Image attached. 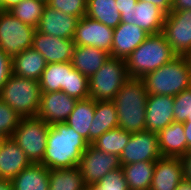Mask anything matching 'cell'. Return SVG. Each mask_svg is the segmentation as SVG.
I'll use <instances>...</instances> for the list:
<instances>
[{"mask_svg":"<svg viewBox=\"0 0 191 190\" xmlns=\"http://www.w3.org/2000/svg\"><path fill=\"white\" fill-rule=\"evenodd\" d=\"M88 145L89 143L65 122L50 125L41 164L49 169L78 166Z\"/></svg>","mask_w":191,"mask_h":190,"instance_id":"cell-1","label":"cell"},{"mask_svg":"<svg viewBox=\"0 0 191 190\" xmlns=\"http://www.w3.org/2000/svg\"><path fill=\"white\" fill-rule=\"evenodd\" d=\"M148 93L141 78L129 77L112 100L116 106L118 127L129 133L145 131Z\"/></svg>","mask_w":191,"mask_h":190,"instance_id":"cell-2","label":"cell"},{"mask_svg":"<svg viewBox=\"0 0 191 190\" xmlns=\"http://www.w3.org/2000/svg\"><path fill=\"white\" fill-rule=\"evenodd\" d=\"M177 55L172 50L164 34H150L126 59L129 77L142 78L164 64L171 62Z\"/></svg>","mask_w":191,"mask_h":190,"instance_id":"cell-3","label":"cell"},{"mask_svg":"<svg viewBox=\"0 0 191 190\" xmlns=\"http://www.w3.org/2000/svg\"><path fill=\"white\" fill-rule=\"evenodd\" d=\"M141 79L148 95L176 96L191 87V73L184 56L175 57Z\"/></svg>","mask_w":191,"mask_h":190,"instance_id":"cell-4","label":"cell"},{"mask_svg":"<svg viewBox=\"0 0 191 190\" xmlns=\"http://www.w3.org/2000/svg\"><path fill=\"white\" fill-rule=\"evenodd\" d=\"M41 93L39 81L12 73L0 90V99L22 118H34L39 112Z\"/></svg>","mask_w":191,"mask_h":190,"instance_id":"cell-5","label":"cell"},{"mask_svg":"<svg viewBox=\"0 0 191 190\" xmlns=\"http://www.w3.org/2000/svg\"><path fill=\"white\" fill-rule=\"evenodd\" d=\"M128 78L125 60L109 57L89 78V98L95 101L113 100Z\"/></svg>","mask_w":191,"mask_h":190,"instance_id":"cell-6","label":"cell"},{"mask_svg":"<svg viewBox=\"0 0 191 190\" xmlns=\"http://www.w3.org/2000/svg\"><path fill=\"white\" fill-rule=\"evenodd\" d=\"M49 127L50 125L37 116L34 118H22L11 136L25 152L31 163H42L47 146Z\"/></svg>","mask_w":191,"mask_h":190,"instance_id":"cell-7","label":"cell"},{"mask_svg":"<svg viewBox=\"0 0 191 190\" xmlns=\"http://www.w3.org/2000/svg\"><path fill=\"white\" fill-rule=\"evenodd\" d=\"M36 28L0 10V48L11 58L32 47Z\"/></svg>","mask_w":191,"mask_h":190,"instance_id":"cell-8","label":"cell"},{"mask_svg":"<svg viewBox=\"0 0 191 190\" xmlns=\"http://www.w3.org/2000/svg\"><path fill=\"white\" fill-rule=\"evenodd\" d=\"M162 33L177 56L186 55L191 50V10L166 14Z\"/></svg>","mask_w":191,"mask_h":190,"instance_id":"cell-9","label":"cell"},{"mask_svg":"<svg viewBox=\"0 0 191 190\" xmlns=\"http://www.w3.org/2000/svg\"><path fill=\"white\" fill-rule=\"evenodd\" d=\"M78 166L87 187L97 184L108 172L121 168L119 156L107 154L91 144L82 153Z\"/></svg>","mask_w":191,"mask_h":190,"instance_id":"cell-10","label":"cell"},{"mask_svg":"<svg viewBox=\"0 0 191 190\" xmlns=\"http://www.w3.org/2000/svg\"><path fill=\"white\" fill-rule=\"evenodd\" d=\"M158 134L150 131L131 133L130 139L119 156L120 164L135 162H155L160 159Z\"/></svg>","mask_w":191,"mask_h":190,"instance_id":"cell-11","label":"cell"},{"mask_svg":"<svg viewBox=\"0 0 191 190\" xmlns=\"http://www.w3.org/2000/svg\"><path fill=\"white\" fill-rule=\"evenodd\" d=\"M114 29L87 15L77 22L73 41L75 45L93 46L111 53Z\"/></svg>","mask_w":191,"mask_h":190,"instance_id":"cell-12","label":"cell"},{"mask_svg":"<svg viewBox=\"0 0 191 190\" xmlns=\"http://www.w3.org/2000/svg\"><path fill=\"white\" fill-rule=\"evenodd\" d=\"M77 102L63 91L41 93L37 117L48 125L66 122Z\"/></svg>","mask_w":191,"mask_h":190,"instance_id":"cell-13","label":"cell"},{"mask_svg":"<svg viewBox=\"0 0 191 190\" xmlns=\"http://www.w3.org/2000/svg\"><path fill=\"white\" fill-rule=\"evenodd\" d=\"M32 48L44 57L47 64L71 62L75 43L73 39H63L36 30Z\"/></svg>","mask_w":191,"mask_h":190,"instance_id":"cell-14","label":"cell"},{"mask_svg":"<svg viewBox=\"0 0 191 190\" xmlns=\"http://www.w3.org/2000/svg\"><path fill=\"white\" fill-rule=\"evenodd\" d=\"M166 13L152 3L138 1L135 8L121 14V22L139 26L149 34L163 31Z\"/></svg>","mask_w":191,"mask_h":190,"instance_id":"cell-15","label":"cell"},{"mask_svg":"<svg viewBox=\"0 0 191 190\" xmlns=\"http://www.w3.org/2000/svg\"><path fill=\"white\" fill-rule=\"evenodd\" d=\"M173 105L174 96L148 95L145 117L146 130L158 134L174 122Z\"/></svg>","mask_w":191,"mask_h":190,"instance_id":"cell-16","label":"cell"},{"mask_svg":"<svg viewBox=\"0 0 191 190\" xmlns=\"http://www.w3.org/2000/svg\"><path fill=\"white\" fill-rule=\"evenodd\" d=\"M149 35L137 25L121 22L114 28L110 57L125 60Z\"/></svg>","mask_w":191,"mask_h":190,"instance_id":"cell-17","label":"cell"},{"mask_svg":"<svg viewBox=\"0 0 191 190\" xmlns=\"http://www.w3.org/2000/svg\"><path fill=\"white\" fill-rule=\"evenodd\" d=\"M78 20V17L64 14L46 5L36 30L54 37L73 39Z\"/></svg>","mask_w":191,"mask_h":190,"instance_id":"cell-18","label":"cell"},{"mask_svg":"<svg viewBox=\"0 0 191 190\" xmlns=\"http://www.w3.org/2000/svg\"><path fill=\"white\" fill-rule=\"evenodd\" d=\"M183 179L182 158L161 157L155 161L150 190H176Z\"/></svg>","mask_w":191,"mask_h":190,"instance_id":"cell-19","label":"cell"},{"mask_svg":"<svg viewBox=\"0 0 191 190\" xmlns=\"http://www.w3.org/2000/svg\"><path fill=\"white\" fill-rule=\"evenodd\" d=\"M31 164L12 137L0 138V178L12 180Z\"/></svg>","mask_w":191,"mask_h":190,"instance_id":"cell-20","label":"cell"},{"mask_svg":"<svg viewBox=\"0 0 191 190\" xmlns=\"http://www.w3.org/2000/svg\"><path fill=\"white\" fill-rule=\"evenodd\" d=\"M162 157L184 158L187 155V140L183 123L172 122L158 133Z\"/></svg>","mask_w":191,"mask_h":190,"instance_id":"cell-21","label":"cell"},{"mask_svg":"<svg viewBox=\"0 0 191 190\" xmlns=\"http://www.w3.org/2000/svg\"><path fill=\"white\" fill-rule=\"evenodd\" d=\"M110 57L105 50L93 46L75 45L71 65L78 72L90 78Z\"/></svg>","mask_w":191,"mask_h":190,"instance_id":"cell-22","label":"cell"},{"mask_svg":"<svg viewBox=\"0 0 191 190\" xmlns=\"http://www.w3.org/2000/svg\"><path fill=\"white\" fill-rule=\"evenodd\" d=\"M46 65L47 62L40 52L31 47L12 58V73L39 81Z\"/></svg>","mask_w":191,"mask_h":190,"instance_id":"cell-23","label":"cell"},{"mask_svg":"<svg viewBox=\"0 0 191 190\" xmlns=\"http://www.w3.org/2000/svg\"><path fill=\"white\" fill-rule=\"evenodd\" d=\"M116 127H118V116L114 102L95 101V113L89 130V144Z\"/></svg>","mask_w":191,"mask_h":190,"instance_id":"cell-24","label":"cell"},{"mask_svg":"<svg viewBox=\"0 0 191 190\" xmlns=\"http://www.w3.org/2000/svg\"><path fill=\"white\" fill-rule=\"evenodd\" d=\"M50 169L42 164L31 163L12 180L13 190H49Z\"/></svg>","mask_w":191,"mask_h":190,"instance_id":"cell-25","label":"cell"},{"mask_svg":"<svg viewBox=\"0 0 191 190\" xmlns=\"http://www.w3.org/2000/svg\"><path fill=\"white\" fill-rule=\"evenodd\" d=\"M95 113V100H77L72 113L65 122L89 143V130Z\"/></svg>","mask_w":191,"mask_h":190,"instance_id":"cell-26","label":"cell"},{"mask_svg":"<svg viewBox=\"0 0 191 190\" xmlns=\"http://www.w3.org/2000/svg\"><path fill=\"white\" fill-rule=\"evenodd\" d=\"M72 69L71 62L47 64L39 80L41 92H56L67 89L68 74Z\"/></svg>","mask_w":191,"mask_h":190,"instance_id":"cell-27","label":"cell"},{"mask_svg":"<svg viewBox=\"0 0 191 190\" xmlns=\"http://www.w3.org/2000/svg\"><path fill=\"white\" fill-rule=\"evenodd\" d=\"M121 168L129 190H150L155 162H135Z\"/></svg>","mask_w":191,"mask_h":190,"instance_id":"cell-28","label":"cell"},{"mask_svg":"<svg viewBox=\"0 0 191 190\" xmlns=\"http://www.w3.org/2000/svg\"><path fill=\"white\" fill-rule=\"evenodd\" d=\"M86 187L79 166L50 169L49 190H84Z\"/></svg>","mask_w":191,"mask_h":190,"instance_id":"cell-29","label":"cell"},{"mask_svg":"<svg viewBox=\"0 0 191 190\" xmlns=\"http://www.w3.org/2000/svg\"><path fill=\"white\" fill-rule=\"evenodd\" d=\"M86 15L113 29L121 23L116 0H87Z\"/></svg>","mask_w":191,"mask_h":190,"instance_id":"cell-30","label":"cell"},{"mask_svg":"<svg viewBox=\"0 0 191 190\" xmlns=\"http://www.w3.org/2000/svg\"><path fill=\"white\" fill-rule=\"evenodd\" d=\"M131 133L122 130L120 127L113 128L103 133L98 139L91 143L96 149L107 154L120 156L130 139Z\"/></svg>","mask_w":191,"mask_h":190,"instance_id":"cell-31","label":"cell"},{"mask_svg":"<svg viewBox=\"0 0 191 190\" xmlns=\"http://www.w3.org/2000/svg\"><path fill=\"white\" fill-rule=\"evenodd\" d=\"M45 7L46 3L40 0H22L8 11L21 22L37 28Z\"/></svg>","mask_w":191,"mask_h":190,"instance_id":"cell-32","label":"cell"},{"mask_svg":"<svg viewBox=\"0 0 191 190\" xmlns=\"http://www.w3.org/2000/svg\"><path fill=\"white\" fill-rule=\"evenodd\" d=\"M63 92L77 100L89 98V78L73 68L68 74L67 89Z\"/></svg>","mask_w":191,"mask_h":190,"instance_id":"cell-33","label":"cell"},{"mask_svg":"<svg viewBox=\"0 0 191 190\" xmlns=\"http://www.w3.org/2000/svg\"><path fill=\"white\" fill-rule=\"evenodd\" d=\"M22 117L0 99V138H9L20 124Z\"/></svg>","mask_w":191,"mask_h":190,"instance_id":"cell-34","label":"cell"},{"mask_svg":"<svg viewBox=\"0 0 191 190\" xmlns=\"http://www.w3.org/2000/svg\"><path fill=\"white\" fill-rule=\"evenodd\" d=\"M91 190H129L122 168L108 172Z\"/></svg>","mask_w":191,"mask_h":190,"instance_id":"cell-35","label":"cell"},{"mask_svg":"<svg viewBox=\"0 0 191 190\" xmlns=\"http://www.w3.org/2000/svg\"><path fill=\"white\" fill-rule=\"evenodd\" d=\"M46 5L80 19L86 15L87 0H48Z\"/></svg>","mask_w":191,"mask_h":190,"instance_id":"cell-36","label":"cell"},{"mask_svg":"<svg viewBox=\"0 0 191 190\" xmlns=\"http://www.w3.org/2000/svg\"><path fill=\"white\" fill-rule=\"evenodd\" d=\"M174 121L184 123L191 116V87L174 96Z\"/></svg>","mask_w":191,"mask_h":190,"instance_id":"cell-37","label":"cell"},{"mask_svg":"<svg viewBox=\"0 0 191 190\" xmlns=\"http://www.w3.org/2000/svg\"><path fill=\"white\" fill-rule=\"evenodd\" d=\"M12 74V58L0 48V90Z\"/></svg>","mask_w":191,"mask_h":190,"instance_id":"cell-38","label":"cell"},{"mask_svg":"<svg viewBox=\"0 0 191 190\" xmlns=\"http://www.w3.org/2000/svg\"><path fill=\"white\" fill-rule=\"evenodd\" d=\"M142 2H150L157 7H159L161 10H163L166 14L171 12L173 0H138Z\"/></svg>","mask_w":191,"mask_h":190,"instance_id":"cell-39","label":"cell"},{"mask_svg":"<svg viewBox=\"0 0 191 190\" xmlns=\"http://www.w3.org/2000/svg\"><path fill=\"white\" fill-rule=\"evenodd\" d=\"M137 0H116V7L120 14L135 8Z\"/></svg>","mask_w":191,"mask_h":190,"instance_id":"cell-40","label":"cell"},{"mask_svg":"<svg viewBox=\"0 0 191 190\" xmlns=\"http://www.w3.org/2000/svg\"><path fill=\"white\" fill-rule=\"evenodd\" d=\"M191 10V0H173L171 11Z\"/></svg>","mask_w":191,"mask_h":190,"instance_id":"cell-41","label":"cell"},{"mask_svg":"<svg viewBox=\"0 0 191 190\" xmlns=\"http://www.w3.org/2000/svg\"><path fill=\"white\" fill-rule=\"evenodd\" d=\"M185 136L187 140V153L191 148V116L187 118L186 122L183 123Z\"/></svg>","mask_w":191,"mask_h":190,"instance_id":"cell-42","label":"cell"},{"mask_svg":"<svg viewBox=\"0 0 191 190\" xmlns=\"http://www.w3.org/2000/svg\"><path fill=\"white\" fill-rule=\"evenodd\" d=\"M184 178L191 182V159H182Z\"/></svg>","mask_w":191,"mask_h":190,"instance_id":"cell-43","label":"cell"},{"mask_svg":"<svg viewBox=\"0 0 191 190\" xmlns=\"http://www.w3.org/2000/svg\"><path fill=\"white\" fill-rule=\"evenodd\" d=\"M176 190H191V182L184 178L176 187Z\"/></svg>","mask_w":191,"mask_h":190,"instance_id":"cell-44","label":"cell"},{"mask_svg":"<svg viewBox=\"0 0 191 190\" xmlns=\"http://www.w3.org/2000/svg\"><path fill=\"white\" fill-rule=\"evenodd\" d=\"M0 190H13L11 181L0 178Z\"/></svg>","mask_w":191,"mask_h":190,"instance_id":"cell-45","label":"cell"},{"mask_svg":"<svg viewBox=\"0 0 191 190\" xmlns=\"http://www.w3.org/2000/svg\"><path fill=\"white\" fill-rule=\"evenodd\" d=\"M22 0H4V11H8L13 6H16Z\"/></svg>","mask_w":191,"mask_h":190,"instance_id":"cell-46","label":"cell"},{"mask_svg":"<svg viewBox=\"0 0 191 190\" xmlns=\"http://www.w3.org/2000/svg\"><path fill=\"white\" fill-rule=\"evenodd\" d=\"M184 58L186 60V63L188 64L189 71L191 73V50L186 55H184Z\"/></svg>","mask_w":191,"mask_h":190,"instance_id":"cell-47","label":"cell"},{"mask_svg":"<svg viewBox=\"0 0 191 190\" xmlns=\"http://www.w3.org/2000/svg\"><path fill=\"white\" fill-rule=\"evenodd\" d=\"M182 159H191V148H189L187 155Z\"/></svg>","mask_w":191,"mask_h":190,"instance_id":"cell-48","label":"cell"},{"mask_svg":"<svg viewBox=\"0 0 191 190\" xmlns=\"http://www.w3.org/2000/svg\"><path fill=\"white\" fill-rule=\"evenodd\" d=\"M0 10H4V0H0Z\"/></svg>","mask_w":191,"mask_h":190,"instance_id":"cell-49","label":"cell"}]
</instances>
